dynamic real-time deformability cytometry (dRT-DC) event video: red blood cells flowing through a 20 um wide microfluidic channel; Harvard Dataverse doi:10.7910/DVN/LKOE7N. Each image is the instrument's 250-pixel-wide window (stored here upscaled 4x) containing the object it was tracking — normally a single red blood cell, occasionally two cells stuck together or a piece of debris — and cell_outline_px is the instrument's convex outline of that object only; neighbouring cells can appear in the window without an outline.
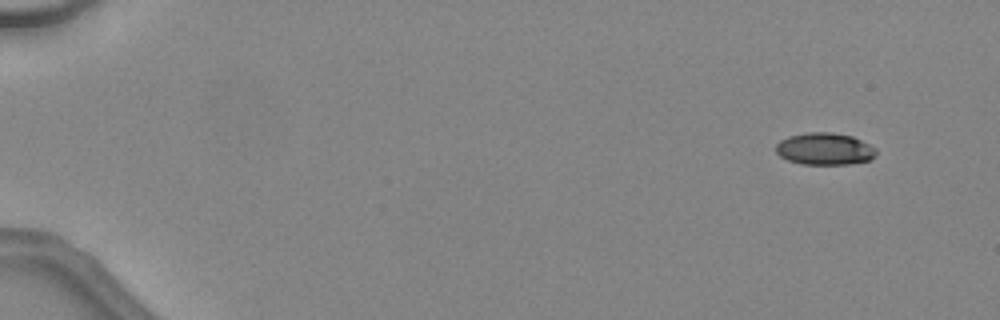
{"species": "common noctule bat (a hibernating species)", "species_latin": "Nyctalus noctula", "temperature_condition": "warm", "stored_images_in_passage": 44, "camera_frame_rate_fps": 3000, "um_per_image_px": 0.085, "animal": {"sex": "female", "body_mass_g": 24.6, "forearm_length_mm": 56.2}, "frame": {"image": 1, "passage_image": 1, "time_ms": 0.0, "image_size_px": [1000, 320], "cell_outline_px": [[876, 156], [868, 160], [848, 164], [800, 164], [788, 160], [780, 156], [776, 152], [776, 144], [780, 140], [788, 136], [808, 132], [832, 132], [852, 136], [876, 148]], "centroid_in_image_um": [70.07, 12.65], "position_along_channel_um": 14.9, "area_um2": 18.73}}
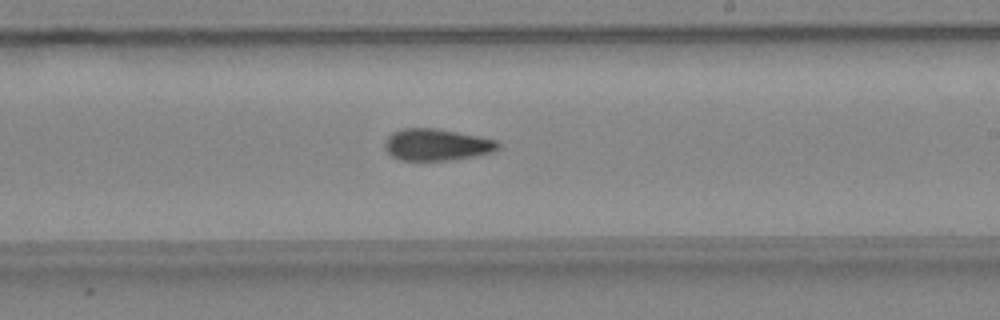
{"frame": {"image": 2, "passage_image": 27, "time_ms": 8.667, "image_size_px": [1000, 320], "cell_outline_px": [[500, 148], [492, 152], [472, 156], [448, 160], [400, 160], [392, 156], [384, 148], [384, 140], [392, 132], [400, 128], [436, 128], [480, 136], [500, 140]], "centroid_in_image_um": [37.12, 12.28], "position_along_channel_um": 251.9, "area_um2": 21.15}}
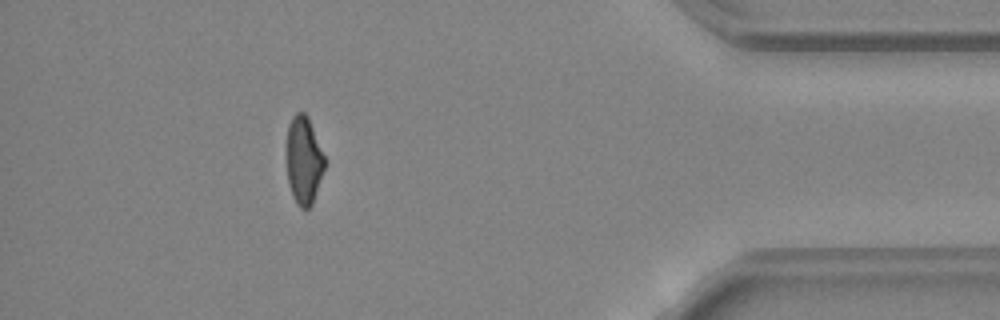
{"frame": {"image": 3, "passage_image": 40, "time_ms": 13.0, "image_size_px": [1000, 320], "cell_outline_px": [[324, 168], [312, 204], [308, 208], [300, 208], [296, 204], [292, 196], [288, 184], [288, 124], [292, 116], [296, 112], [304, 112], [308, 116], [324, 156]], "centroid_in_image_um": [25.81, 13.63], "position_along_channel_um": 409.4, "area_um2": 19.07}, "authors_computed_cell_mechanics": {"area_um2": 20.7502, "velocity_mm_per_s": 4.5724, "shape_relaxation_time_tau1_ms": null, "shape_relaxation_time_tau2_ms": 9.7563, "deformation_change_tau1": null, "deformation_change_tau2": 0.2106}}